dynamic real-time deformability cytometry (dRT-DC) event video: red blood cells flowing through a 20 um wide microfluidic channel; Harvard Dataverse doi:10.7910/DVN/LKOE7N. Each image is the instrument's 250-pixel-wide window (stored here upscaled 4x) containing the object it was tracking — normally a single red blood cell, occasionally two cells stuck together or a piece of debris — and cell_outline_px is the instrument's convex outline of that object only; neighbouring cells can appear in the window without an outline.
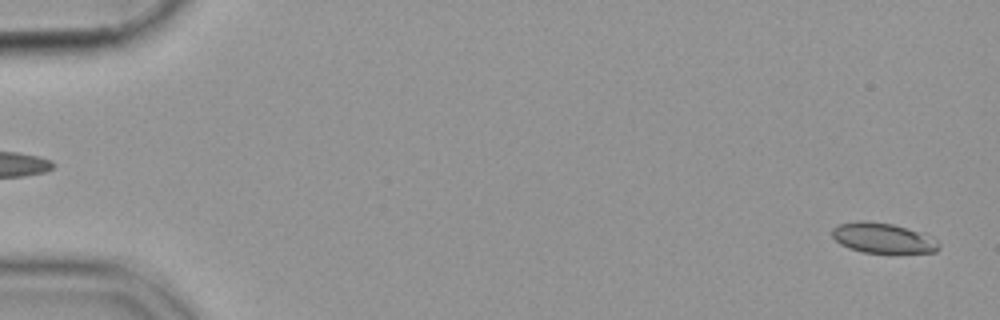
{"species": "common noctule bat (a hibernating species)", "species_latin": "Nyctalus noctula", "temperature_condition": "cold", "stored_images_in_passage": 17, "camera_frame_rate_fps": 3000, "um_per_image_px": 0.085, "animal": {"sex": "female", "body_mass_g": 19.9}, "frame": {"image": 1, "passage_image": 2, "time_ms": 0.333, "image_size_px": [1000, 320], "cell_outline_px": [[940, 248], [936, 252], [860, 252], [848, 248], [840, 244], [832, 236], [832, 228], [836, 224], [860, 220], [864, 220], [892, 224], [924, 232], [932, 236], [940, 244]], "centroid_in_image_um": [75.04, 20.21], "position_along_channel_um": 10.0, "area_um2": 18.96}}
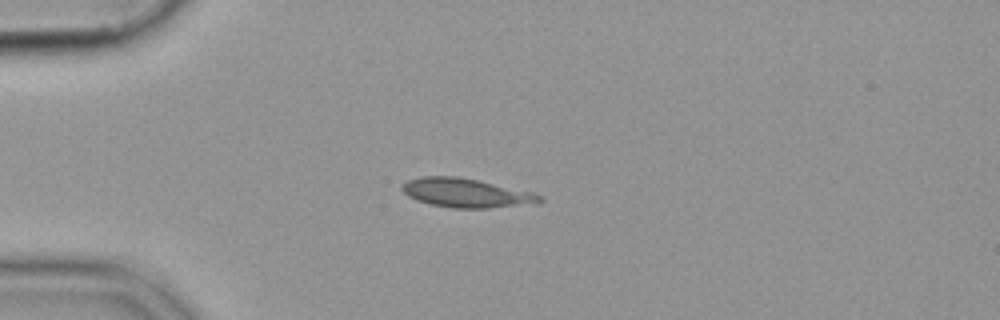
{"frame": {"image": 2, "passage_image": 15, "time_ms": 4.667, "image_size_px": [1000, 320], "cell_outline_px": [[544, 200], [540, 204], [488, 208], [452, 208], [432, 204], [416, 200], [408, 196], [400, 188], [400, 184], [408, 180], [420, 176], [456, 176], [476, 180], [532, 192], [540, 196]], "centroid_in_image_um": [39.62, 16.41], "position_along_channel_um": 45.4, "area_um2": 23.35}}